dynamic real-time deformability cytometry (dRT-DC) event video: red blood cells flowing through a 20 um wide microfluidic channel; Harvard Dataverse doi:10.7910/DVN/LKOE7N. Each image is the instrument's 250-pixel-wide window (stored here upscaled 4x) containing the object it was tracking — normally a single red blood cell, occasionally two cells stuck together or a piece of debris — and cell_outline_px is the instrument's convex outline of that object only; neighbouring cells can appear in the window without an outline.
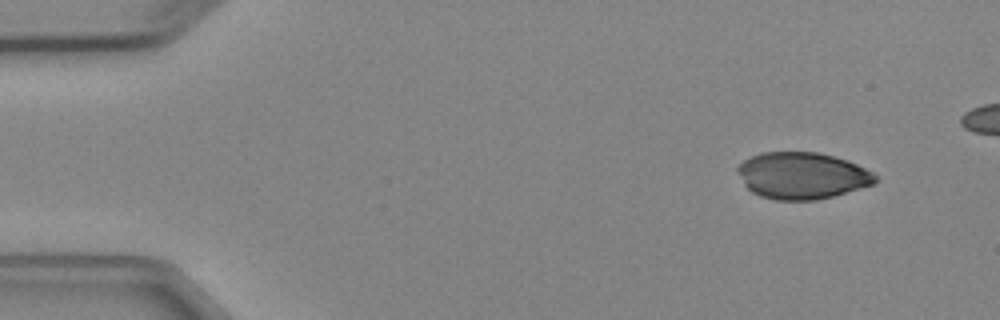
{"species": "Egyptian fruit bat (a non-hibernating species)", "species_latin": "Rousettus aegyptiacus", "temperature_condition": "cold", "stored_images_in_passage": 6, "camera_frame_rate_fps": 3000, "um_per_image_px": 0.085, "animal": {"sex": "female"}, "frame": {"image": 1, "passage_image": 1, "time_ms": 0.0, "image_size_px": [1000, 320], "cell_outline_px": [[880, 180], [876, 184], [832, 196], [816, 200], [776, 200], [760, 196], [752, 192], [744, 184], [736, 172], [736, 168], [744, 160], [760, 152], [816, 152], [848, 160], [872, 172]], "centroid_in_image_um": [68.18, 14.93], "position_along_channel_um": 16.8, "area_um2": 37.57}}